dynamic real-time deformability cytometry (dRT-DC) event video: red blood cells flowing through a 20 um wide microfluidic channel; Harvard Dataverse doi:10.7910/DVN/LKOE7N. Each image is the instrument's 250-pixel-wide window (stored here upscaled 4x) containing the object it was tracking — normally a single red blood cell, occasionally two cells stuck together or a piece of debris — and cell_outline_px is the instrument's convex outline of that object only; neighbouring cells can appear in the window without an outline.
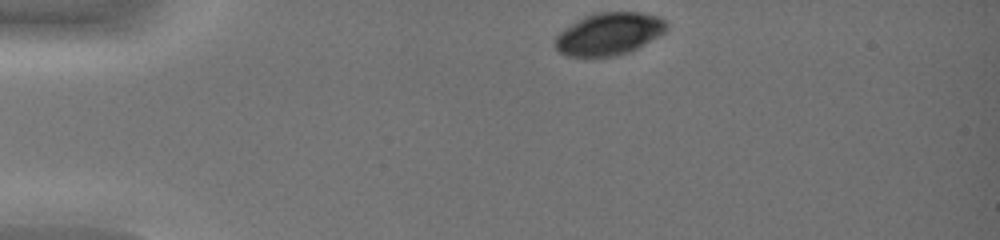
{"species": "common noctule bat (a hibernating species)", "species_latin": "Nyctalus noctula", "temperature_condition": "warm", "stored_images_in_passage": 36, "camera_frame_rate_fps": 3000, "um_per_image_px": 0.085, "animal": {"sex": "female", "body_mass_g": 19.0, "forearm_length_mm": 51.5}, "frame": {"image": 1, "passage_image": 1, "time_ms": 0.0, "image_size_px": [1000, 240], "cell_outline_px": [[668, 28], [664, 32], [644, 44], [628, 52], [616, 56], [596, 60], [568, 56], [560, 52], [556, 48], [556, 36], [564, 28], [584, 16], [596, 12], [640, 12], [656, 16], [664, 20], [668, 24]], "centroid_in_image_um": [51.73, 2.91], "position_along_channel_um": 33.3, "area_um2": 27.92}}
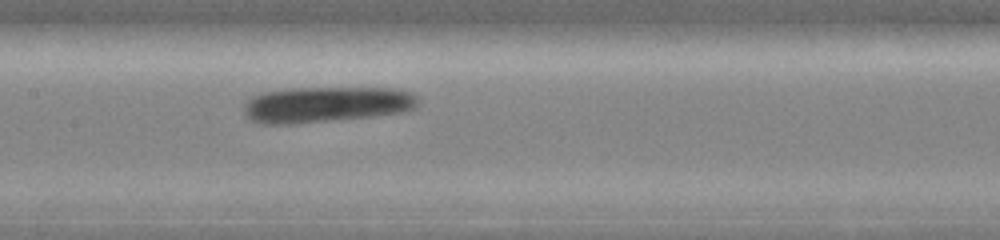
{"frame": {"image": 2, "passage_image": 16, "time_ms": 5.0, "image_size_px": [1000, 240], "cell_outline_px": [[416, 104], [412, 108], [400, 112], [372, 116], [296, 124], [260, 124], [248, 120], [244, 112], [244, 108], [248, 100], [252, 96], [264, 92], [292, 88], [392, 88], [412, 92], [416, 96]], "centroid_in_image_um": [27.65, 8.88], "position_along_channel_um": 179.7, "area_um2": 36.24}}
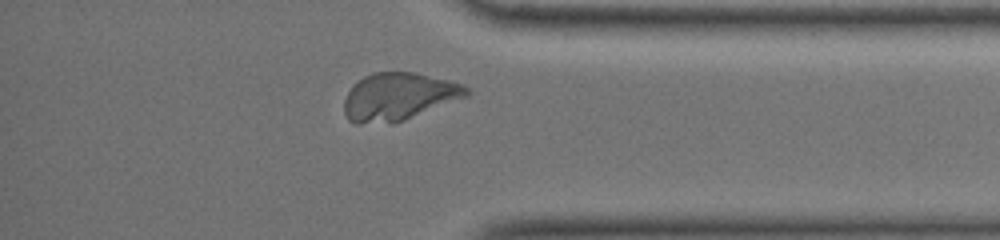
{"frame": {"image": 3, "passage_image": 32, "time_ms": 10.333, "image_size_px": [1000, 240], "cell_outline_px": [[472, 92], [468, 96], [404, 120], [392, 124], [356, 124], [348, 120], [344, 112], [344, 100], [352, 84], [364, 76], [372, 72], [412, 72], [448, 80], [464, 84]], "centroid_in_image_um": [33.86, 8.22], "position_along_channel_um": 401.3, "area_um2": 34.22}}